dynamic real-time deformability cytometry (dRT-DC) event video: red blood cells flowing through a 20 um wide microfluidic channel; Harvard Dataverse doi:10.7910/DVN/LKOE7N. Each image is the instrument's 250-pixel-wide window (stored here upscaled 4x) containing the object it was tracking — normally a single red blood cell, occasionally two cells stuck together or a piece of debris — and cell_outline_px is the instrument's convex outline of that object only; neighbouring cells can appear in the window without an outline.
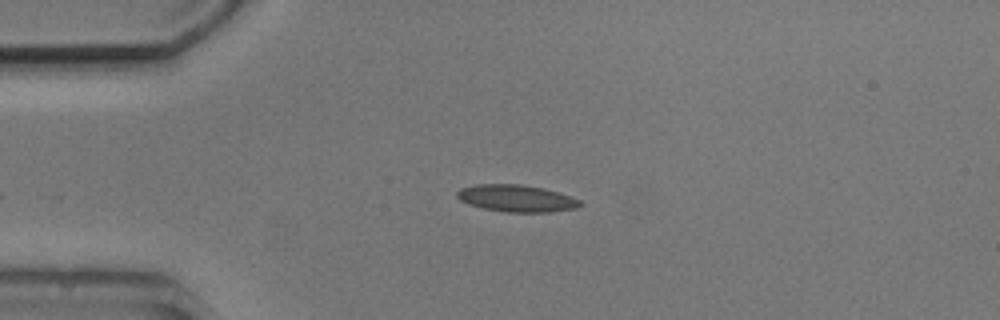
{"species": "common noctule bat (a hibernating species)", "species_latin": "Nyctalus noctula", "temperature_condition": "cold", "stored_images_in_passage": 12, "camera_frame_rate_fps": 3000, "um_per_image_px": 0.085, "animal": {"sex": "male", "body_mass_g": 20.5, "forearm_length_mm": 52.5}, "frame": {"image": 1, "passage_image": 2, "time_ms": 2.0, "image_size_px": [1000, 320], "cell_outline_px": [[584, 204], [576, 208], [548, 212], [504, 212], [484, 208], [468, 204], [460, 200], [456, 196], [456, 192], [460, 188], [476, 184], [520, 184], [544, 188], [572, 196], [580, 200]], "centroid_in_image_um": [43.9, 16.85], "position_along_channel_um": 41.1, "area_um2": 19.48}}
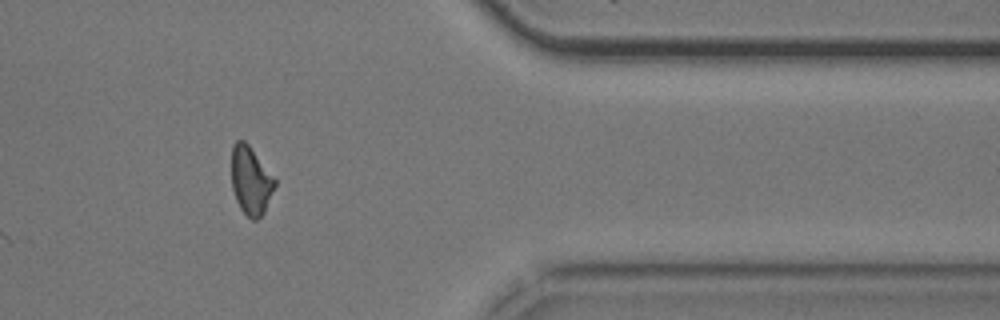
{"frame": {"image": 2, "passage_image": 11, "time_ms": 12.333, "image_size_px": [1000, 320], "cell_outline_px": [[276, 184], [264, 212], [256, 220], [252, 220], [240, 208], [236, 200], [232, 188], [232, 144], [236, 140], [244, 140], [248, 144], [276, 176]], "centroid_in_image_um": [21.33, 15.31], "position_along_channel_um": 390.1, "area_um2": 17.4}}
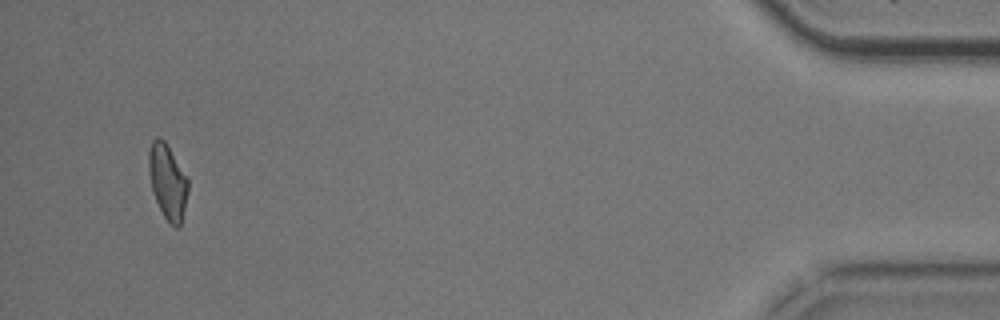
{"frame": {"image": 3, "passage_image": 12, "time_ms": 14.667, "image_size_px": [1000, 320], "cell_outline_px": [[188, 192], [180, 224], [176, 228], [164, 216], [156, 200], [152, 188], [148, 172], [148, 152], [152, 140], [156, 136], [160, 136], [164, 140], [188, 180]], "centroid_in_image_um": [14.22, 15.39], "position_along_channel_um": 421.0, "area_um2": 16.76}, "authors_computed_cell_mechanics": {"area_um2": 17.8024, "velocity_mm_per_s": 3.8012, "shape_relaxation_time_tau1_ms": null, "shape_relaxation_time_tau2_ms": 1.7155, "deformation_change_tau1": null, "deformation_change_tau2": 0.0738}}